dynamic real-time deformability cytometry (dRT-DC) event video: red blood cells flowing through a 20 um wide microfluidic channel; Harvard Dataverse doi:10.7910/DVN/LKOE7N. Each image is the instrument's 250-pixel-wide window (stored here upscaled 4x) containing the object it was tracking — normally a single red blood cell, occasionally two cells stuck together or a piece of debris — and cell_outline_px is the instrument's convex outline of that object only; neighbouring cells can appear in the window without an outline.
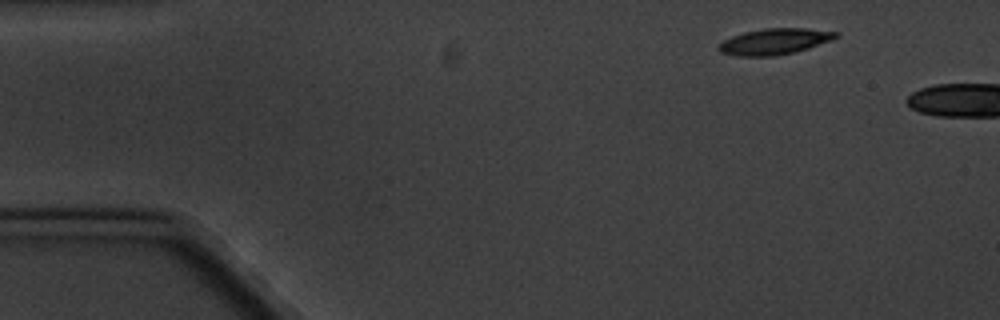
{"species": "common noctule bat (a hibernating species)", "species_latin": "Nyctalus noctula", "temperature_condition": "cold", "stored_images_in_passage": 3, "camera_frame_rate_fps": 3000, "um_per_image_px": 0.085, "animal": {"sex": "male", "body_mass_g": 20.1, "forearm_length_mm": 53.5}, "frame": {"image": 1, "passage_image": 1, "time_ms": 0.0, "image_size_px": [1000, 320], "cell_outline_px": [[840, 36], [832, 40], [808, 48], [792, 52], [772, 56], [740, 56], [720, 52], [716, 48], [716, 44], [732, 36], [744, 32], [764, 28], [804, 28], [840, 32]], "centroid_in_image_um": [65.82, 3.52], "position_along_channel_um": 19.2, "area_um2": 17.8}}